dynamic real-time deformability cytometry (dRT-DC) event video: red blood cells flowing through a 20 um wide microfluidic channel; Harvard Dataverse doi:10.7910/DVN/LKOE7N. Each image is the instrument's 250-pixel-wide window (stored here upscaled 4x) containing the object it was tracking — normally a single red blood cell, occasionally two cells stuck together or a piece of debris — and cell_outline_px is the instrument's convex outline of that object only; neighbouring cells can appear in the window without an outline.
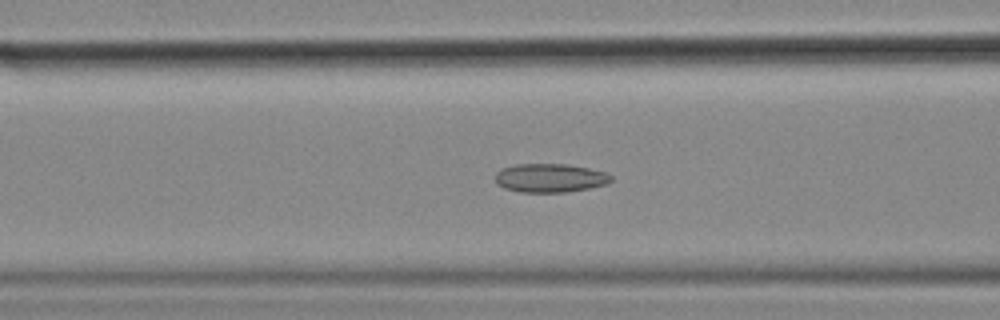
{"species": "common noctule bat (a hibernating species)", "species_latin": "Nyctalus noctula", "temperature_condition": "cold", "stored_images_in_passage": 56, "camera_frame_rate_fps": 3000, "um_per_image_px": 0.085, "animal": {"sex": "female", "body_mass_g": 18.4}, "frame": {"image": 1, "passage_image": 22, "time_ms": 7.0, "image_size_px": [1000, 320], "cell_outline_px": [[612, 180], [608, 184], [568, 192], [520, 192], [504, 188], [496, 184], [496, 172], [500, 168], [516, 164], [568, 164], [588, 168], [604, 172], [612, 176]], "centroid_in_image_um": [46.73, 15.12], "position_along_channel_um": 119.9, "area_um2": 19.48}}
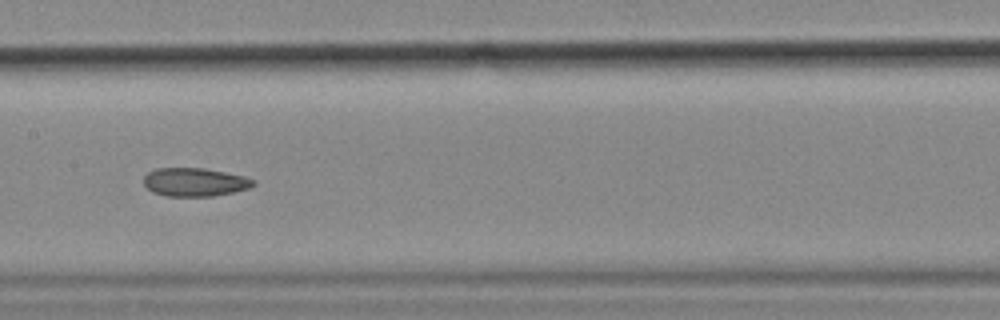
{"frame": {"image": 2, "passage_image": 28, "time_ms": 9.0, "image_size_px": [1000, 320], "cell_outline_px": [[256, 184], [248, 188], [232, 192], [212, 196], [164, 196], [152, 192], [144, 184], [144, 176], [148, 172], [156, 168], [204, 168], [244, 176], [256, 180]], "centroid_in_image_um": [16.54, 15.48], "position_along_channel_um": 190.9, "area_um2": 18.15}}
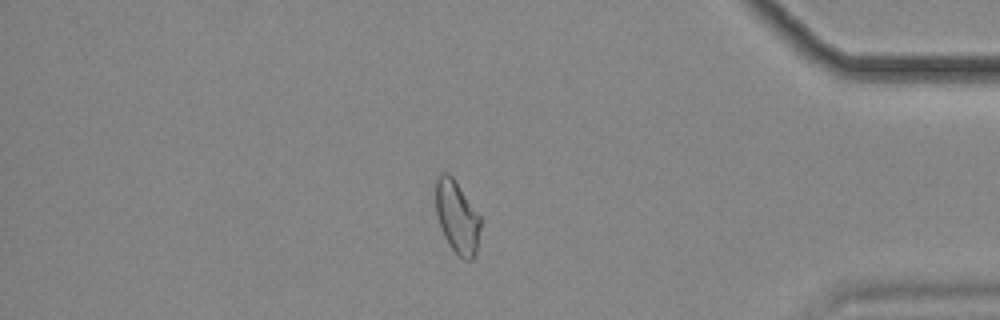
{"frame": {"image": 3, "passage_image": 48, "time_ms": 15.667, "image_size_px": [1000, 320], "cell_outline_px": [[480, 228], [476, 252], [472, 260], [464, 260], [448, 244], [444, 236], [436, 212], [436, 180], [440, 172], [448, 172], [452, 176], [480, 216]], "centroid_in_image_um": [38.84, 18.44], "position_along_channel_um": 396.4, "area_um2": 18.67}, "authors_computed_cell_mechanics": {"area_um2": 19.652, "velocity_mm_per_s": 3.5559, "shape_relaxation_time_tau1_ms": null, "shape_relaxation_time_tau2_ms": 3.7064, "deformation_change_tau1": null, "deformation_change_tau2": 0.077}}